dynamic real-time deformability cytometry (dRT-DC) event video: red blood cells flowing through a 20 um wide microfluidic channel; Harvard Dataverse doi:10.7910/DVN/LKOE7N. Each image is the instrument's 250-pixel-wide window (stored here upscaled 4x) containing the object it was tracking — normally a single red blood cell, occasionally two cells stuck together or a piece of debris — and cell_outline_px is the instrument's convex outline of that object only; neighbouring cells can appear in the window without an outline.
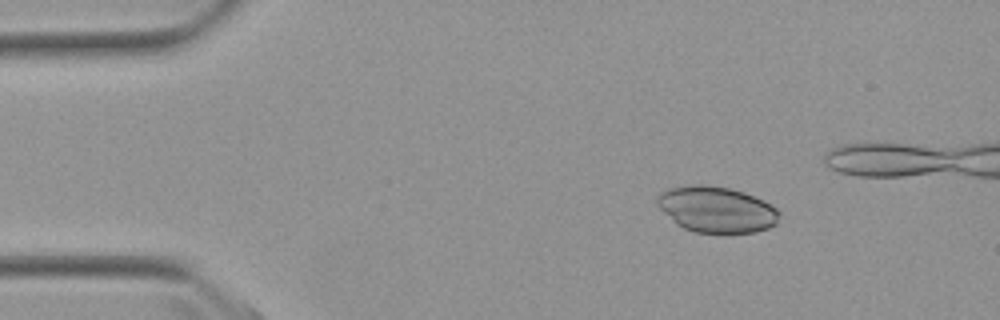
{"species": "Egyptian fruit bat (a non-hibernating species)", "species_latin": "Rousettus aegyptiacus", "temperature_condition": "warm", "stored_images_in_passage": 4, "camera_frame_rate_fps": 3000, "um_per_image_px": 0.085, "animal": {"sex": "female"}, "frame": {"image": 1, "passage_image": 1, "time_ms": 0.0, "image_size_px": [1000, 320], "cell_outline_px": [[780, 212], [776, 224], [768, 228], [752, 232], [696, 232], [684, 228], [676, 224], [656, 204], [656, 196], [660, 192], [668, 188], [692, 184], [704, 184], [728, 188], [744, 192], [764, 200], [776, 208]], "centroid_in_image_um": [60.88, 17.78], "position_along_channel_um": 24.1, "area_um2": 32.66}}
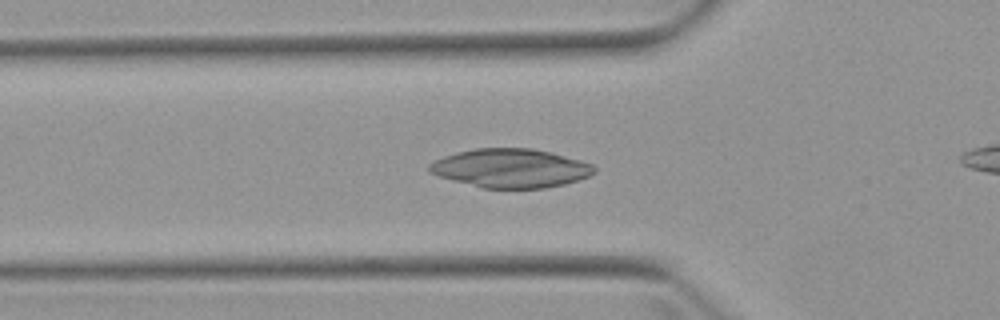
{"frame": {"image": 2, "passage_image": 4, "time_ms": 3.333, "image_size_px": [1000, 320], "cell_outline_px": [[596, 172], [588, 176], [564, 184], [544, 188], [484, 188], [440, 176], [428, 172], [428, 164], [444, 156], [456, 152], [476, 148], [532, 148], [552, 152], [580, 160], [592, 164], [596, 168]], "centroid_in_image_um": [43.42, 14.28], "position_along_channel_um": 82.4, "area_um2": 37.11}}